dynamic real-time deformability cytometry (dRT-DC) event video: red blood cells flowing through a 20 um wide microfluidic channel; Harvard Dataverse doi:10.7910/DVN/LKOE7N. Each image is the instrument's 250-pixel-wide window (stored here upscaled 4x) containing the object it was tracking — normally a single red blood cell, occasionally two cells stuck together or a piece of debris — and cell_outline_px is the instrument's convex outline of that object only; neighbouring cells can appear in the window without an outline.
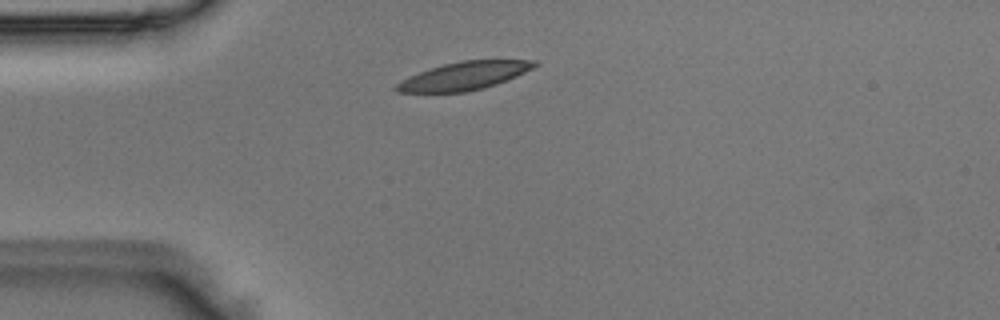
{"species": "Egyptian fruit bat (a non-hibernating species)", "species_latin": "Rousettus aegyptiacus", "temperature_condition": "room temperature", "stored_images_in_passage": 3, "camera_frame_rate_fps": 3000, "um_per_image_px": 0.085, "animal": {"sex": "male"}, "frame": {"image": 1, "passage_image": 2, "time_ms": 0.333, "image_size_px": [1000, 320], "cell_outline_px": [[540, 64], [516, 76], [496, 84], [484, 88], [464, 92], [396, 92], [392, 88], [400, 80], [408, 76], [444, 64], [460, 60], [536, 60]], "centroid_in_image_um": [39.43, 6.45], "position_along_channel_um": 45.6, "area_um2": 22.48}}